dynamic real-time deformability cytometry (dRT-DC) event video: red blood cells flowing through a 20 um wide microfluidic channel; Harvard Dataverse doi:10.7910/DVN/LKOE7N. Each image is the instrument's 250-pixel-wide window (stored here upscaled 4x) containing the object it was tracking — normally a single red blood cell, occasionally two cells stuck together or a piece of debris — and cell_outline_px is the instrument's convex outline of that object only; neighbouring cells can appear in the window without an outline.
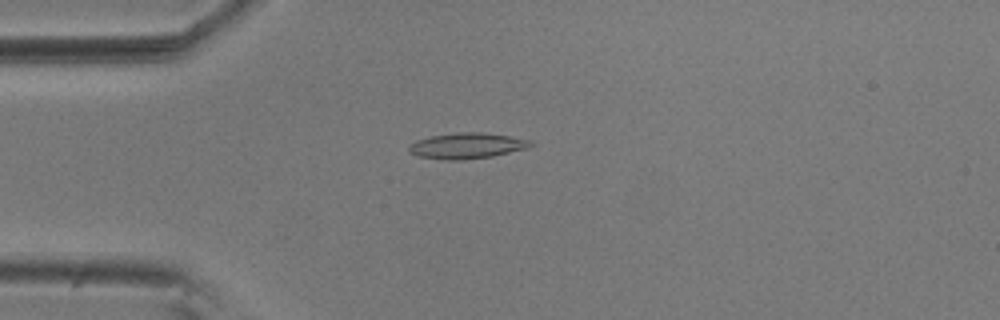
{"species": "common noctule bat (a hibernating species)", "species_latin": "Nyctalus noctula", "temperature_condition": "room temperature", "stored_images_in_passage": 55, "camera_frame_rate_fps": 3000, "um_per_image_px": 0.085, "animal": {"sex": "male", "body_mass_g": 20.5, "forearm_length_mm": 52.5}, "frame": {"image": 1, "passage_image": 14, "time_ms": 4.333, "image_size_px": [1000, 320], "cell_outline_px": [[536, 144], [528, 148], [492, 156], [460, 160], [444, 160], [420, 156], [408, 152], [408, 144], [416, 140], [428, 136], [456, 132], [480, 132], [508, 136], [532, 140]], "centroid_in_image_um": [39.67, 12.38], "position_along_channel_um": 45.3, "area_um2": 18.44}}
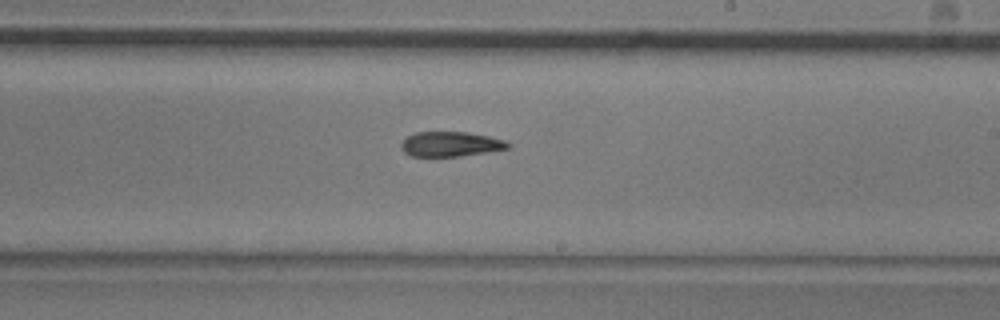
{"frame": {"image": 2, "passage_image": 32, "time_ms": 10.333, "image_size_px": [1000, 320], "cell_outline_px": [[512, 144], [508, 148], [488, 152], [460, 156], [412, 156], [404, 152], [400, 148], [400, 144], [408, 136], [416, 132], [468, 132], [488, 136], [504, 140]], "centroid_in_image_um": [38.3, 12.25], "position_along_channel_um": 250.7, "area_um2": 15.43}}
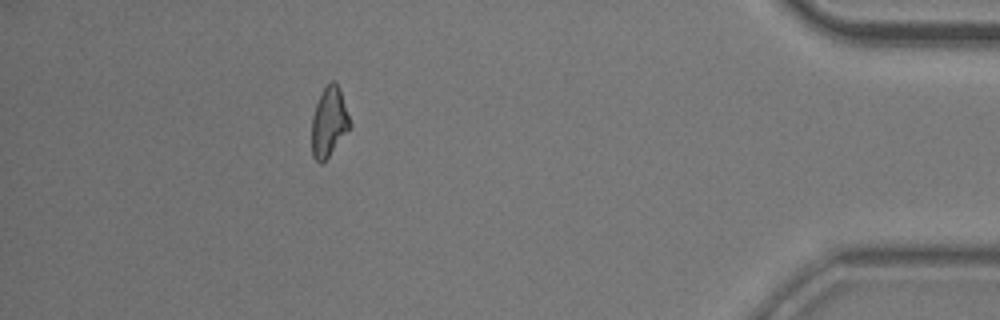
{"frame": {"image": 3, "passage_image": 49, "time_ms": 16.0, "image_size_px": [1000, 320], "cell_outline_px": [[352, 128], [328, 156], [320, 164], [312, 156], [312, 116], [316, 104], [324, 88], [332, 80], [336, 80], [340, 88], [352, 124]], "centroid_in_image_um": [27.99, 10.36], "position_along_channel_um": 407.2, "area_um2": 15.61}, "authors_computed_cell_mechanics": {"area_um2": 16.2996, "velocity_mm_per_s": 3.6772, "shape_relaxation_time_tau1_ms": 6.4524, "shape_relaxation_time_tau2_ms": 7.1279, "deformation_change_tau1": 0.2001, "deformation_change_tau2": 0.1756}}